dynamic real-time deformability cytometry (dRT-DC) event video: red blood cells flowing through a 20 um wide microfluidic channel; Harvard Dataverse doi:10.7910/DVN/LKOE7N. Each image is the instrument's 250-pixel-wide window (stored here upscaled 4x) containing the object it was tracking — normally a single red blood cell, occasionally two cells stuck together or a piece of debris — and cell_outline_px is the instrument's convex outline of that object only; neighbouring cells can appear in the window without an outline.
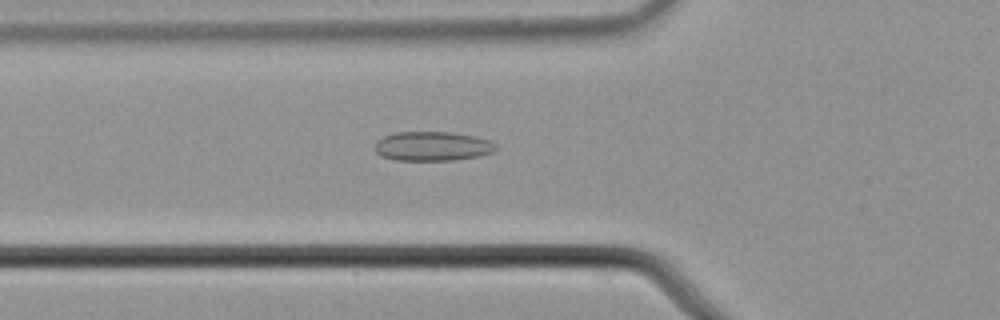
{"species": "common noctule bat (a hibernating species)", "species_latin": "Nyctalus noctula", "temperature_condition": "cold", "stored_images_in_passage": 51, "camera_frame_rate_fps": 3000, "um_per_image_px": 0.085, "animal": {"sex": "male", "body_mass_g": 21.5, "forearm_length_mm": 52.0}, "frame": {"image": 1, "passage_image": 15, "time_ms": 4.667, "image_size_px": [1000, 320], "cell_outline_px": [[496, 148], [492, 152], [480, 156], [452, 160], [396, 160], [380, 156], [376, 152], [376, 140], [384, 136], [396, 132], [452, 132], [476, 136], [488, 140], [496, 144]], "centroid_in_image_um": [36.75, 12.42], "position_along_channel_um": 89.0, "area_um2": 20.69}}
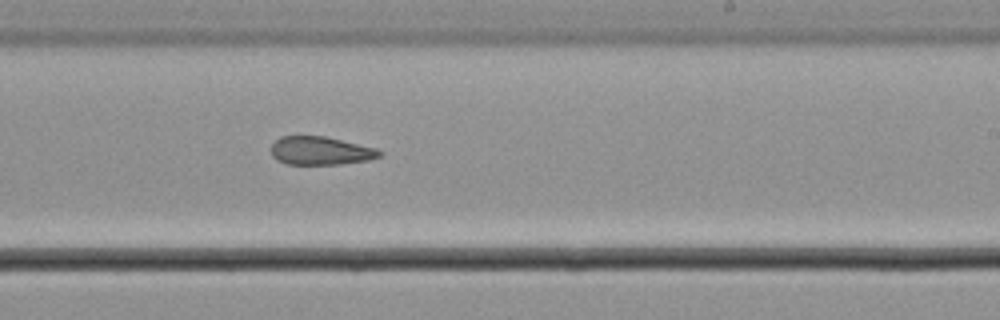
{"frame": {"image": 2, "passage_image": 29, "time_ms": 9.333, "image_size_px": [1000, 320], "cell_outline_px": [[384, 152], [380, 156], [368, 160], [340, 164], [288, 164], [276, 160], [272, 156], [272, 144], [280, 136], [324, 136], [376, 148]], "centroid_in_image_um": [27.24, 12.81], "position_along_channel_um": 261.8, "area_um2": 17.8}}
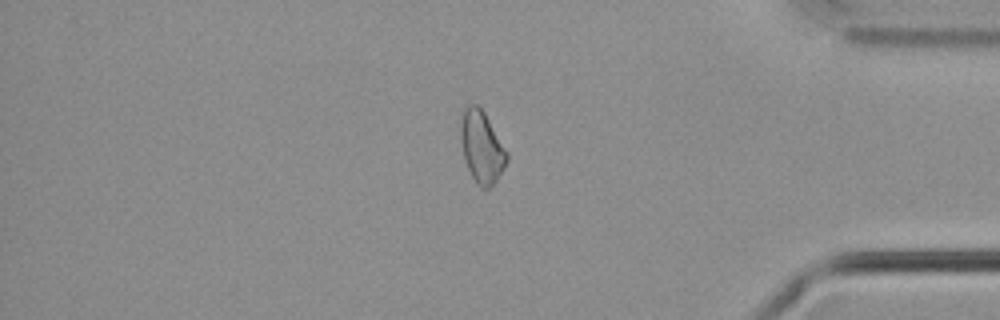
{"frame": {"image": 3, "passage_image": 42, "time_ms": 13.667, "image_size_px": [1000, 320], "cell_outline_px": [[508, 160], [504, 168], [496, 180], [488, 188], [480, 188], [472, 176], [468, 168], [464, 156], [460, 140], [460, 124], [464, 104], [476, 104], [484, 112], [508, 152]], "centroid_in_image_um": [40.93, 12.46], "position_along_channel_um": 394.3, "area_um2": 19.31}, "authors_computed_cell_mechanics": {"area_um2": 19.5364, "velocity_mm_per_s": 3.6993, "shape_relaxation_time_tau1_ms": null, "shape_relaxation_time_tau2_ms": 3.8661, "deformation_change_tau1": null, "deformation_change_tau2": 0.1113}}